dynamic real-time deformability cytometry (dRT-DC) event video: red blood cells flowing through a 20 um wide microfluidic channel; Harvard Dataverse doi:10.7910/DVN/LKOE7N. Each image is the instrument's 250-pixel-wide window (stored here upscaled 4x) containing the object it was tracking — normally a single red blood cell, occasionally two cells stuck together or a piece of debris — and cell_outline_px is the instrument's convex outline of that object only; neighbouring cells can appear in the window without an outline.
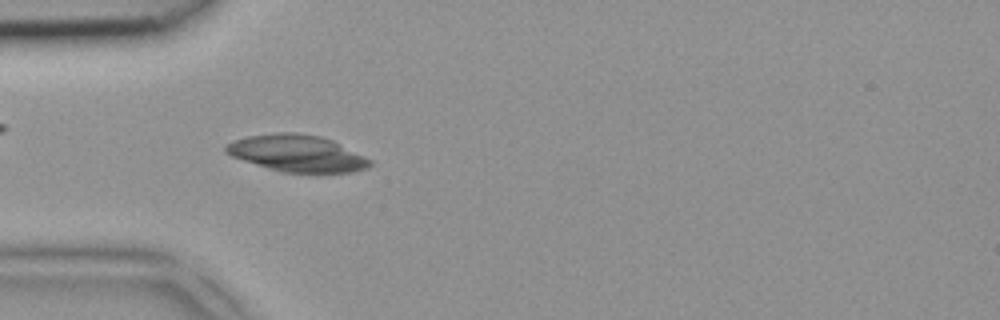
{"species": "common noctule bat (a hibernating species)", "species_latin": "Nyctalus noctula", "temperature_condition": "room temperature", "stored_images_in_passage": 4, "camera_frame_rate_fps": 3000, "um_per_image_px": 0.085, "animal": {"sex": "female", "body_mass_g": 18.4}, "frame": {"image": 1, "passage_image": 3, "time_ms": 0.667, "image_size_px": [1000, 320], "cell_outline_px": [[372, 164], [368, 168], [352, 172], [280, 172], [232, 156], [224, 152], [224, 148], [228, 144], [236, 140], [248, 136], [276, 132], [296, 132], [320, 136], [332, 140], [372, 160]], "centroid_in_image_um": [25.27, 13.03], "position_along_channel_um": 59.7, "area_um2": 30.58}}